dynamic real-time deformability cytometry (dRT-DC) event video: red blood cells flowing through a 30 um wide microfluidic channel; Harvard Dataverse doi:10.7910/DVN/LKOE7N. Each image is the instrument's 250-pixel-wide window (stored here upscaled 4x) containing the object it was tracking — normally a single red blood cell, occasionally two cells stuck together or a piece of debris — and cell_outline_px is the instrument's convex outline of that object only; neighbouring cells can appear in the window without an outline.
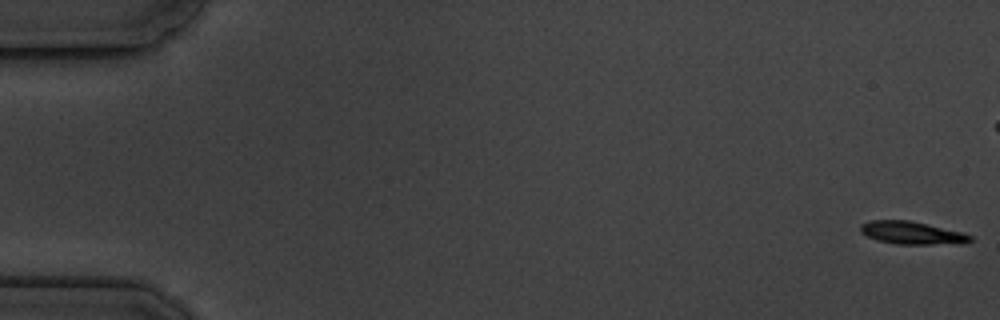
{"species": "common noctule bat (a hibernating species)", "species_latin": "Nyctalus noctula", "temperature_condition": "cold", "stored_images_in_passage": 11, "camera_frame_rate_fps": 3000, "um_per_image_px": 0.085, "animal": {"sex": "male", "body_mass_g": 19.5, "forearm_length_mm": 54.6}, "frame": {"image": 1, "passage_image": 1, "time_ms": 0.0, "image_size_px": [1000, 320], "cell_outline_px": [[972, 240], [960, 244], [896, 244], [876, 240], [860, 232], [860, 224], [872, 220], [908, 220], [964, 232], [972, 236]], "centroid_in_image_um": [77.52, 19.8], "position_along_channel_um": 7.5, "area_um2": 14.62}}
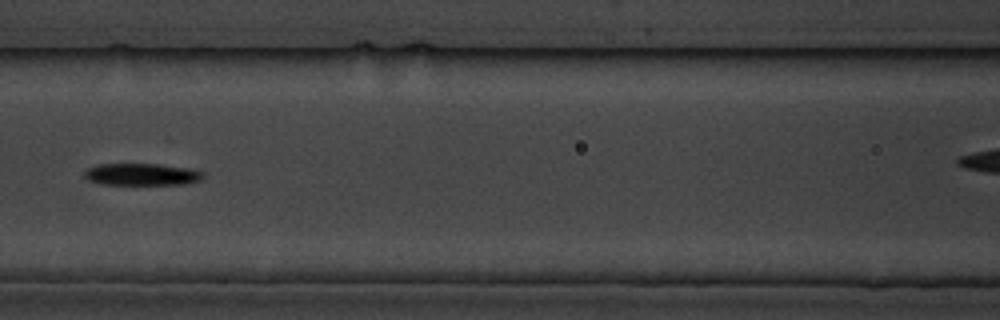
{"frame": {"image": 2, "passage_image": 8, "time_ms": 8.333, "image_size_px": [1000, 320], "cell_outline_px": [[204, 180], [184, 184], [100, 184], [88, 180], [84, 176], [84, 172], [88, 168], [96, 164], [156, 164], [188, 168], [204, 172]], "centroid_in_image_um": [12.06, 14.82], "position_along_channel_um": 154.5, "area_um2": 15.26}}